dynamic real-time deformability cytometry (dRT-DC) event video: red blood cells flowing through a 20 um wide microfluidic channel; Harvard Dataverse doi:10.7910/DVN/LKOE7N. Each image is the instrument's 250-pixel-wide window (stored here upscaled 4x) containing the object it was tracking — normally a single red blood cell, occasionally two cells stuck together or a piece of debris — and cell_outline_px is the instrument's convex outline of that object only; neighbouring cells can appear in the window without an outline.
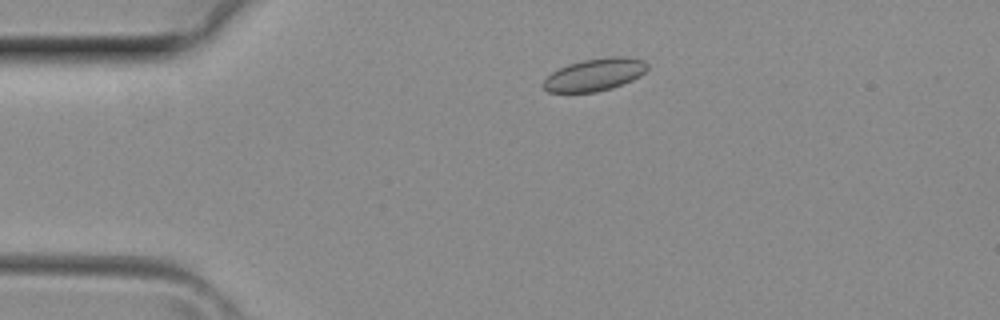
{"species": "common noctule bat (a hibernating species)", "species_latin": "Nyctalus noctula", "temperature_condition": "room temperature", "stored_images_in_passage": 37, "camera_frame_rate_fps": 3000, "um_per_image_px": 0.085, "animal": {"sex": "female", "body_mass_g": 29.2, "forearm_length_mm": 56.3}, "frame": {"image": 1, "passage_image": 6, "time_ms": 1.667, "image_size_px": [1000, 320], "cell_outline_px": [[648, 68], [640, 76], [632, 80], [612, 88], [596, 92], [548, 92], [540, 84], [552, 72], [568, 64], [584, 60], [608, 56], [628, 56], [644, 60], [648, 64]], "centroid_in_image_um": [50.57, 6.34], "position_along_channel_um": 34.4, "area_um2": 19.77}}
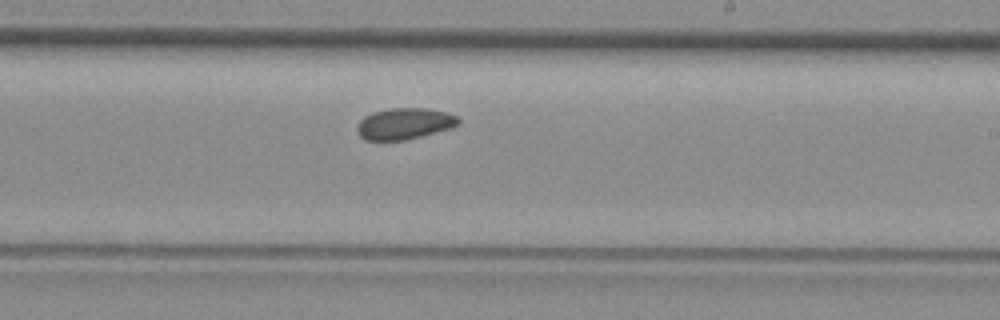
{"frame": {"image": 2, "passage_image": 21, "time_ms": 6.667, "image_size_px": [1000, 320], "cell_outline_px": [[460, 124], [452, 128], [404, 140], [364, 140], [360, 136], [356, 128], [360, 120], [364, 116], [372, 112], [388, 108], [428, 108], [448, 112], [456, 116], [460, 120]], "centroid_in_image_um": [34.38, 10.5], "position_along_channel_um": 254.6, "area_um2": 18.61}}
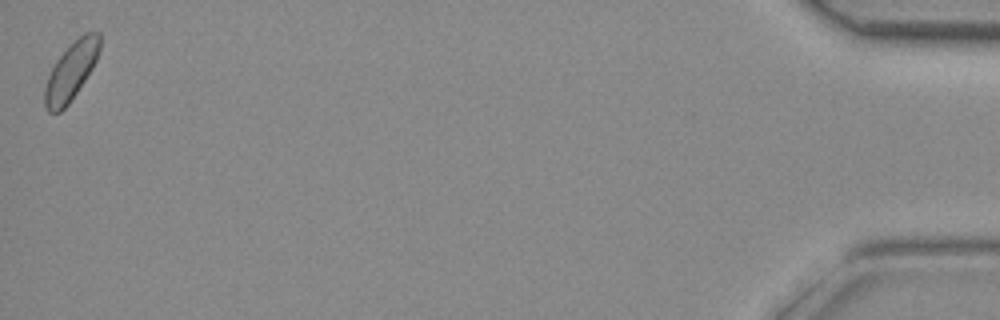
{"frame": {"image": 3, "passage_image": 37, "time_ms": 12.0, "image_size_px": [1000, 320], "cell_outline_px": [[100, 52], [92, 68], [68, 104], [60, 112], [48, 112], [44, 108], [44, 88], [48, 76], [56, 60], [84, 32], [100, 32]], "centroid_in_image_um": [6.03, 6.07], "position_along_channel_um": 429.2, "area_um2": 18.21}}